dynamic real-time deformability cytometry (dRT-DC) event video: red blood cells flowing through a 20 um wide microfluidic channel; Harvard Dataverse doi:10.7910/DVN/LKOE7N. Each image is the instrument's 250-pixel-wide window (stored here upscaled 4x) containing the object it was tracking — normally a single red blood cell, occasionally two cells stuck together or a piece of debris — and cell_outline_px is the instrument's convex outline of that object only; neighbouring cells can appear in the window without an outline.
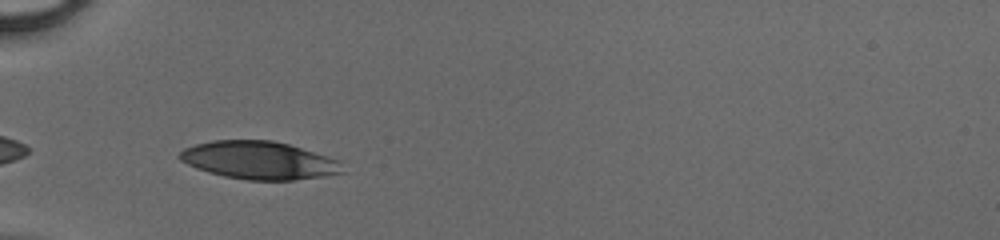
{"species": "human", "species_latin": "Homo sapiens", "temperature_condition": "cold", "stored_images_in_passage": 5, "camera_frame_rate_fps": 3000, "um_per_image_px": 0.085, "donor": {"sex": "male"}, "frame": {"image": 1, "passage_image": 2, "time_ms": 0.333, "image_size_px": [1000, 240], "cell_outline_px": [[344, 172], [324, 176], [292, 180], [248, 180], [224, 176], [208, 172], [196, 168], [180, 160], [180, 152], [184, 148], [196, 144], [212, 140], [272, 140], [288, 144], [336, 160]], "centroid_in_image_um": [21.95, 13.62], "position_along_channel_um": 63.0, "area_um2": 35.37}}